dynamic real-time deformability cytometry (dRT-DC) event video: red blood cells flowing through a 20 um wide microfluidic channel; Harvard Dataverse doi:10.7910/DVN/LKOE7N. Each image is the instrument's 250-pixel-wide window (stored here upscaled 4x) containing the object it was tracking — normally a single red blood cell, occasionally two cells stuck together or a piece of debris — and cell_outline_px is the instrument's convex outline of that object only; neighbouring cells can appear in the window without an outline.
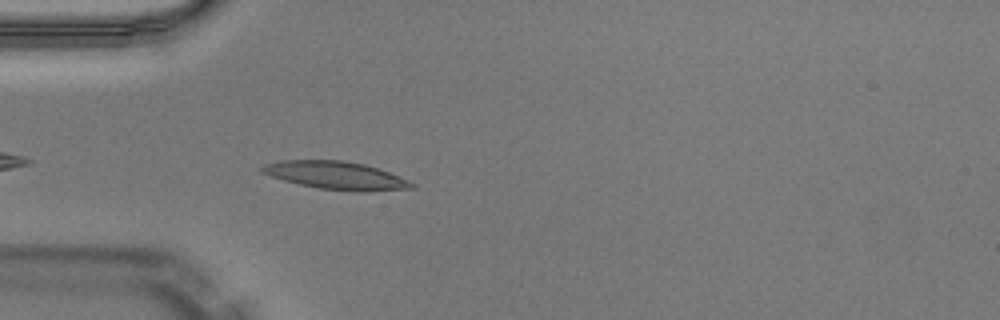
{"species": "Egyptian fruit bat (a non-hibernating species)", "species_latin": "Rousettus aegyptiacus", "temperature_condition": "warm", "stored_images_in_passage": 38, "camera_frame_rate_fps": 3000, "um_per_image_px": 0.085, "animal": {"sex": "male"}, "frame": {"image": 1, "passage_image": 3, "time_ms": 0.667, "image_size_px": [1000, 320], "cell_outline_px": [[416, 188], [368, 192], [356, 192], [320, 188], [300, 184], [284, 180], [260, 172], [260, 168], [264, 164], [280, 160], [340, 160], [364, 164], [388, 172], [408, 180], [416, 184]], "centroid_in_image_um": [28.58, 14.92], "position_along_channel_um": 56.4, "area_um2": 24.33}}
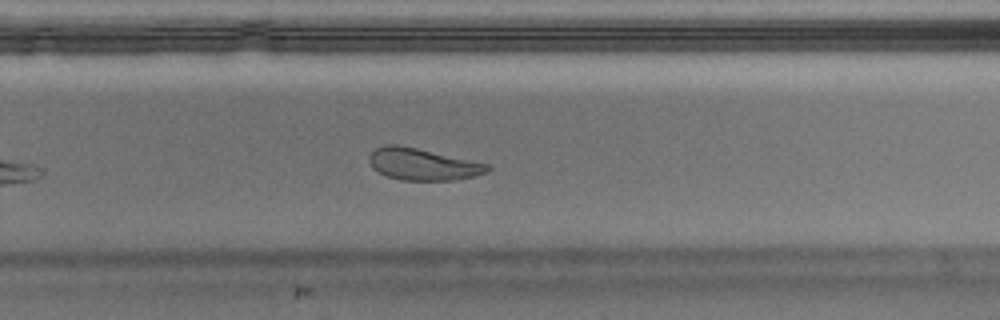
{"frame": {"image": 2, "passage_image": 21, "time_ms": 6.667, "image_size_px": [1000, 320], "cell_outline_px": [[492, 168], [488, 172], [472, 176], [452, 180], [400, 180], [388, 176], [372, 168], [368, 160], [368, 156], [376, 148], [384, 144], [396, 144], [416, 148], [488, 164]], "centroid_in_image_um": [35.89, 13.96], "position_along_channel_um": 293.9, "area_um2": 21.68}}
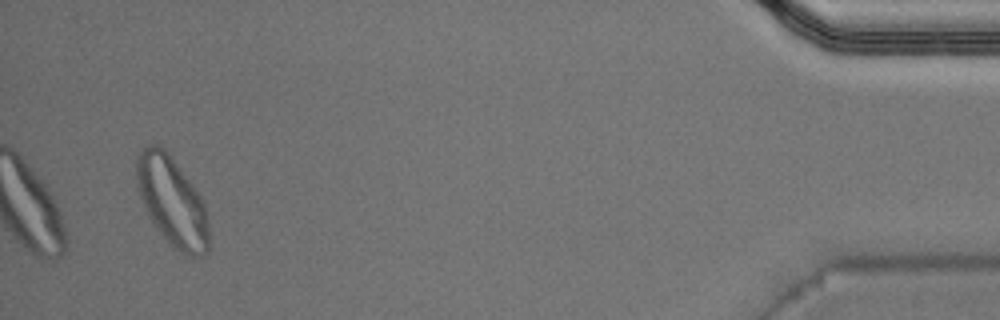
{"frame": {"image": 3, "passage_image": 36, "time_ms": 11.667, "image_size_px": [1000, 320], "cell_outline_px": [[208, 252], [204, 256], [188, 256], [172, 248], [160, 232], [152, 220], [140, 196], [136, 184], [136, 160], [140, 148], [144, 144], [156, 144], [164, 148], [200, 196], [204, 204], [208, 224]], "centroid_in_image_um": [14.61, 17.12], "position_along_channel_um": 420.6, "area_um2": 37.17}, "authors_computed_cell_mechanics": {"area_um2": 23.1778, "velocity_mm_per_s": 4.037, "shape_relaxation_time_tau1_ms": 4.2088, "shape_relaxation_time_tau2_ms": 1.9809, "deformation_change_tau1": 0.1907, "deformation_change_tau2": 0.1025}}